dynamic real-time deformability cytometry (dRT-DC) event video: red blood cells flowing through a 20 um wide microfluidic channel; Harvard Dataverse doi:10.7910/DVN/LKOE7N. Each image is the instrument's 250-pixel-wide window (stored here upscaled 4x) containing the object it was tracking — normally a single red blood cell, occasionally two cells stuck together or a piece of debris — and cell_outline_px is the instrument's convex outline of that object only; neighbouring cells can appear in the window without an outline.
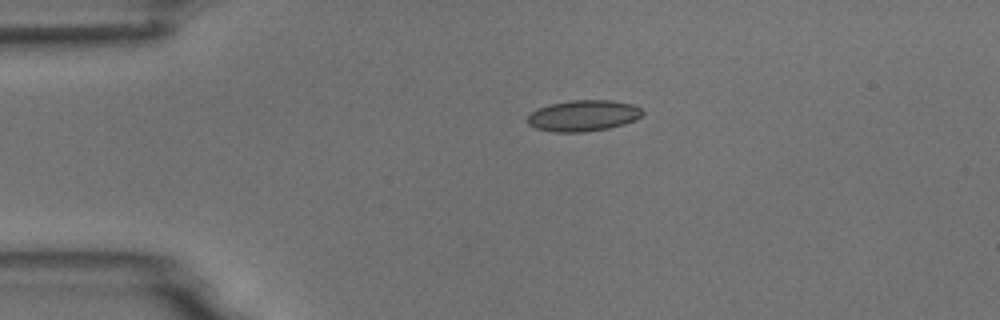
{"species": "common noctule bat (a hibernating species)", "species_latin": "Nyctalus noctula", "temperature_condition": "room temperature", "stored_images_in_passage": 2, "camera_frame_rate_fps": 3000, "um_per_image_px": 0.085, "animal": {"sex": "male", "body_mass_g": 18.8}, "frame": {"image": 1, "passage_image": 1, "time_ms": 0.0, "image_size_px": [1000, 320], "cell_outline_px": [[644, 112], [636, 120], [624, 124], [608, 128], [584, 132], [552, 132], [536, 128], [528, 124], [528, 116], [536, 108], [548, 104], [572, 100], [612, 100], [632, 104], [640, 108]], "centroid_in_image_um": [49.57, 9.83], "position_along_channel_um": 35.4, "area_um2": 20.92}}